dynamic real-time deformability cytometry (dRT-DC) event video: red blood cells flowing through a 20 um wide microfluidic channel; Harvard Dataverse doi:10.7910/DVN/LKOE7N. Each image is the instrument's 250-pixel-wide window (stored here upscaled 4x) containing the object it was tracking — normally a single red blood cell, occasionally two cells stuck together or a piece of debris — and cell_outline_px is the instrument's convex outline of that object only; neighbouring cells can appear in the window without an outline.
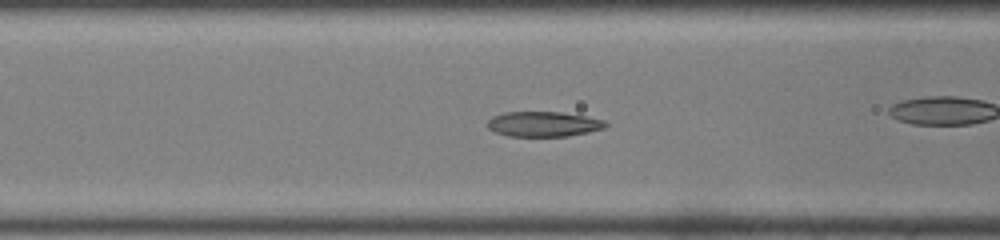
{"species": "common noctule bat (a hibernating species)", "species_latin": "Nyctalus noctula", "temperature_condition": "room temperature", "stored_images_in_passage": 42, "camera_frame_rate_fps": 3000, "um_per_image_px": 0.085, "animal": {"sex": "male", "body_mass_g": 19.0, "forearm_length_mm": 50.8}, "frame": {"image": 1, "passage_image": 19, "time_ms": 6.0, "image_size_px": [1000, 240], "cell_outline_px": [[608, 124], [604, 128], [588, 132], [568, 136], [508, 136], [496, 132], [488, 128], [488, 120], [492, 116], [504, 112], [560, 112], [584, 116], [604, 120]], "centroid_in_image_um": [46.18, 10.54], "position_along_channel_um": 120.4, "area_um2": 17.17}, "authors_computed_cell_mechanics": {"area_um2": 17.9469, "velocity_mm_per_s": 4.1138, "shape_relaxation_time_tau1_ms": null, "shape_relaxation_time_tau2_ms": 1.7775, "deformation_change_tau1": null, "deformation_change_tau2": 0.0785}}